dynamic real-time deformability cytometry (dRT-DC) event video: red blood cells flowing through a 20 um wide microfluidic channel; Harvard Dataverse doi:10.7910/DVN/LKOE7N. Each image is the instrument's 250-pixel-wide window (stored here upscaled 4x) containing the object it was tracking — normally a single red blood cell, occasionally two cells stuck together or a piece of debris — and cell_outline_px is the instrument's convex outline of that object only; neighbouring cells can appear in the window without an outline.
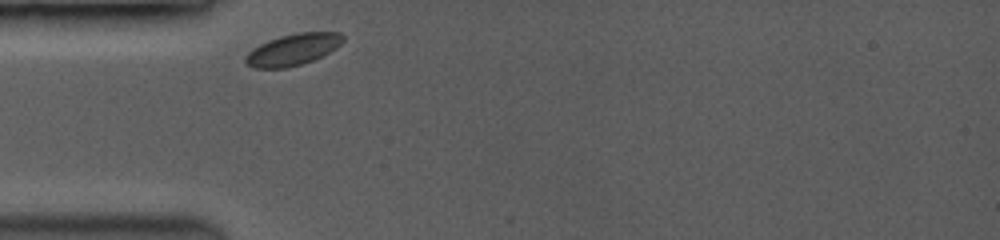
{"species": "common noctule bat (a hibernating species)", "species_latin": "Nyctalus noctula", "temperature_condition": "room temperature", "stored_images_in_passage": 7, "camera_frame_rate_fps": 3500, "um_per_image_px": 0.085, "animal": {"sex": "female", "body_mass_g": 19.0, "forearm_length_mm": 53.3}, "frame": {"image": 1, "passage_image": 1, "time_ms": 0.0, "image_size_px": [1000, 240], "cell_outline_px": [[344, 40], [336, 48], [312, 60], [300, 64], [284, 68], [252, 68], [244, 60], [244, 56], [252, 48], [268, 40], [280, 36], [296, 32], [340, 32], [344, 36]], "centroid_in_image_um": [24.87, 4.2], "position_along_channel_um": 60.1, "area_um2": 17.86}}
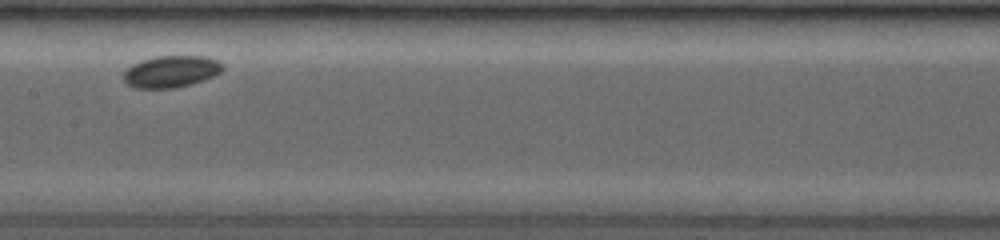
{"frame": {"image": 2, "passage_image": 5, "time_ms": 3.714, "image_size_px": [1000, 240], "cell_outline_px": [[224, 68], [220, 72], [204, 80], [192, 84], [172, 88], [136, 88], [128, 84], [124, 80], [124, 68], [140, 60], [152, 56], [208, 56], [224, 64]], "centroid_in_image_um": [14.53, 6.06], "position_along_channel_um": 192.9, "area_um2": 18.55}}
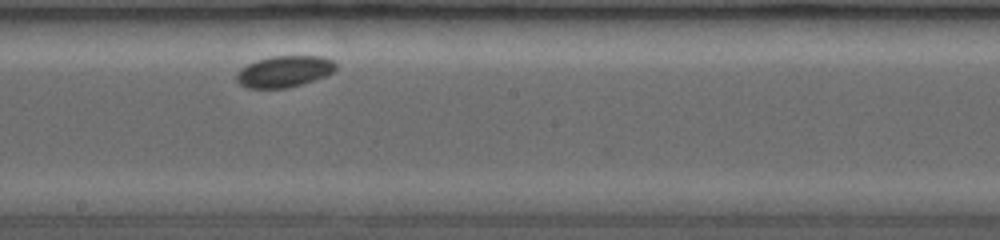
{"frame": {"image": 3, "passage_image": 6, "time_ms": 4.571, "image_size_px": [1000, 240], "cell_outline_px": [[336, 68], [332, 72], [324, 76], [300, 84], [284, 88], [248, 88], [240, 84], [236, 80], [236, 72], [240, 68], [256, 60], [268, 56], [324, 56], [332, 60], [336, 64]], "centroid_in_image_um": [24.12, 6.06], "position_along_channel_um": 224.1, "area_um2": 18.09}}